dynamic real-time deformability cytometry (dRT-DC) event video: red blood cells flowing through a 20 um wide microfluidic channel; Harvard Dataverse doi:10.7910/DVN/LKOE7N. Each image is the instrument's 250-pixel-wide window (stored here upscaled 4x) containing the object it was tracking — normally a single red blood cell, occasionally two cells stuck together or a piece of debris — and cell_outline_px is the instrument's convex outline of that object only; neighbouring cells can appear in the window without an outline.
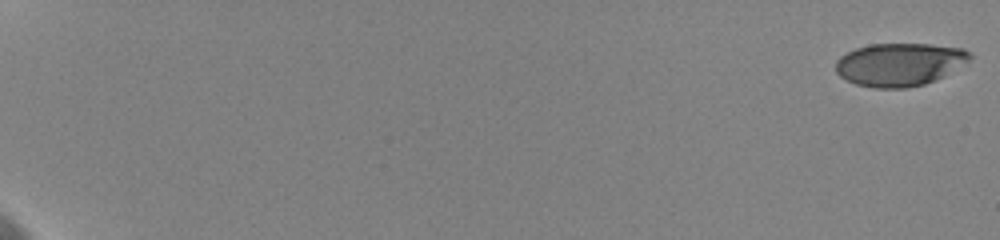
{"species": "human", "species_latin": "Homo sapiens", "temperature_condition": "cold", "stored_images_in_passage": 28, "camera_frame_rate_fps": 3000, "um_per_image_px": 0.085, "donor": {"sex": "female"}, "frame": {"image": 1, "passage_image": 1, "time_ms": 0.0, "image_size_px": [1000, 240], "cell_outline_px": [[972, 56], [968, 60], [944, 76], [936, 80], [924, 84], [908, 88], [876, 88], [856, 84], [840, 76], [836, 72], [836, 60], [840, 56], [856, 48], [872, 44], [928, 44], [964, 48]], "centroid_in_image_um": [76.45, 5.48], "position_along_channel_um": 8.6, "area_um2": 33.41}}
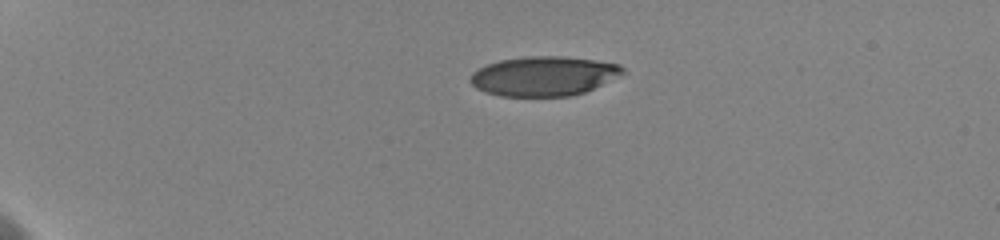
{"frame": {"image": 2, "passage_image": 14, "time_ms": 5.0, "image_size_px": [1000, 240], "cell_outline_px": [[624, 72], [584, 92], [572, 96], [500, 96], [484, 92], [476, 88], [468, 80], [472, 72], [488, 64], [500, 60], [528, 56], [560, 56], [596, 60], [620, 64], [624, 68]], "centroid_in_image_um": [46.16, 6.46], "position_along_channel_um": 38.8, "area_um2": 34.85}}